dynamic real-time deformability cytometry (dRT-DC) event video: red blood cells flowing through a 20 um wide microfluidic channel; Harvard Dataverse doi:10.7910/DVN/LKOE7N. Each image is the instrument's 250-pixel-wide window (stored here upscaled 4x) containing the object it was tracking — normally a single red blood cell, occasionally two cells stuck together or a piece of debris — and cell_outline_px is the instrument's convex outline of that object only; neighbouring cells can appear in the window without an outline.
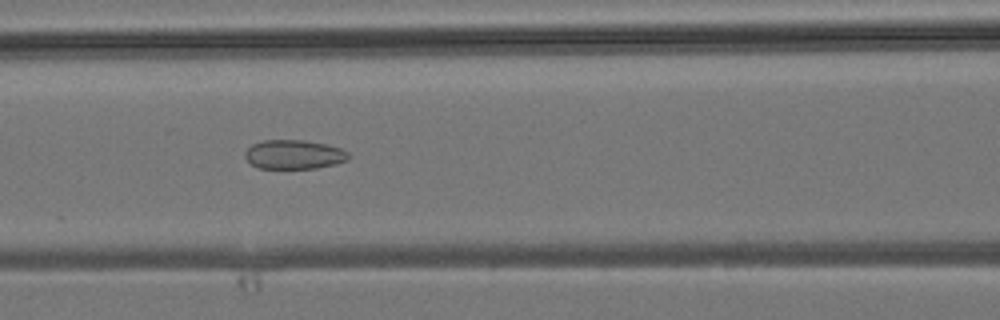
{"species": "common noctule bat (a hibernating species)", "species_latin": "Nyctalus noctula", "temperature_condition": "room temperature", "stored_images_in_passage": 40, "camera_frame_rate_fps": 3000, "um_per_image_px": 0.085, "animal": {"sex": "male", "body_mass_g": 19.2, "forearm_length_mm": 51.8}, "frame": {"image": 1, "passage_image": 18, "time_ms": 5.667, "image_size_px": [1000, 320], "cell_outline_px": [[352, 156], [348, 160], [336, 164], [316, 168], [260, 168], [252, 164], [244, 156], [244, 152], [252, 144], [264, 140], [304, 140], [324, 144], [340, 148], [348, 152]], "centroid_in_image_um": [25.01, 13.13], "position_along_channel_um": 141.6, "area_um2": 17.57}}
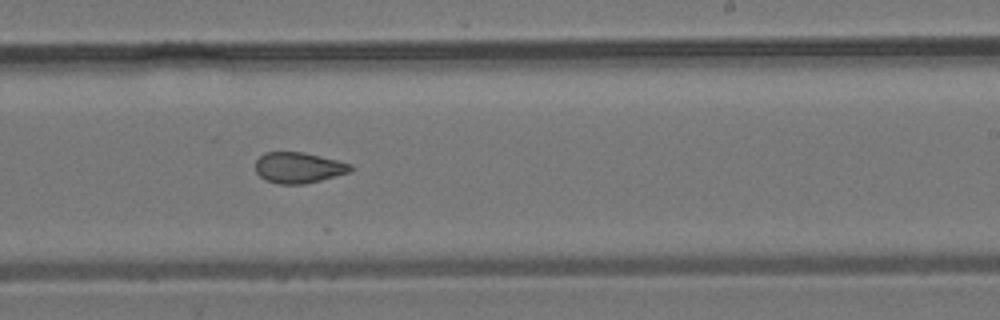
{"frame": {"image": 2, "passage_image": 26, "time_ms": 8.333, "image_size_px": [1000, 320], "cell_outline_px": [[352, 172], [304, 184], [280, 184], [264, 180], [256, 172], [256, 160], [264, 152], [304, 152], [352, 164]], "centroid_in_image_um": [25.37, 14.25], "position_along_channel_um": 263.6, "area_um2": 17.11}}
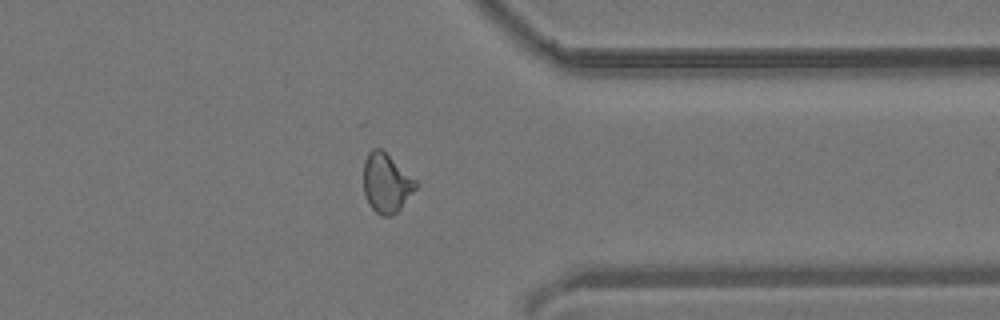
{"frame": {"image": 3, "passage_image": 34, "time_ms": 11.0, "image_size_px": [1000, 320], "cell_outline_px": [[420, 184], [400, 208], [392, 216], [380, 216], [372, 208], [364, 192], [364, 160], [368, 152], [372, 148], [380, 148], [416, 180]], "centroid_in_image_um": [32.84, 15.56], "position_along_channel_um": 378.6, "area_um2": 17.8}}